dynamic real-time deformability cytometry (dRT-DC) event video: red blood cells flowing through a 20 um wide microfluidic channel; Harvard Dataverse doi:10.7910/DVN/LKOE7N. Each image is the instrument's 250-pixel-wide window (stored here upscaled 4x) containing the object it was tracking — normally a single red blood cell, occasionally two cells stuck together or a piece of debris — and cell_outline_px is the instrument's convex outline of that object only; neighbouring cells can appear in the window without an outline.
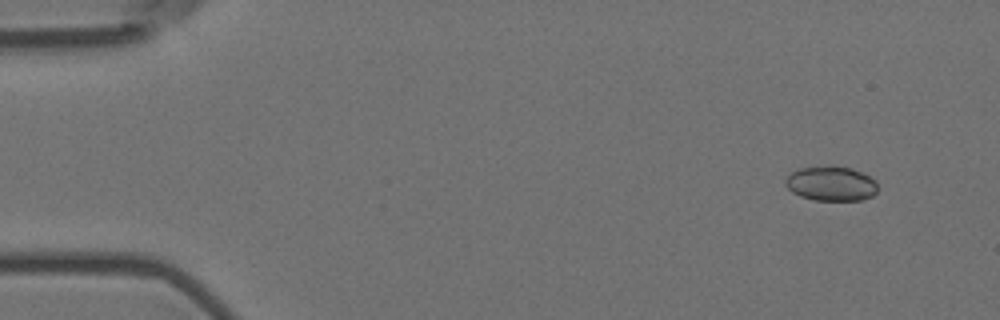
{"species": "Egyptian fruit bat (a non-hibernating species)", "species_latin": "Rousettus aegyptiacus", "temperature_condition": "room temperature", "stored_images_in_passage": 5, "camera_frame_rate_fps": 3000, "um_per_image_px": 0.085, "animal": {"sex": "female"}, "frame": {"image": 1, "passage_image": 1, "time_ms": 0.0, "image_size_px": [1000, 320], "cell_outline_px": [[876, 192], [872, 196], [860, 200], [812, 200], [800, 196], [792, 192], [784, 184], [784, 180], [792, 172], [800, 168], [832, 164], [852, 168], [876, 180]], "centroid_in_image_um": [70.62, 15.59], "position_along_channel_um": 14.4, "area_um2": 18.84}}
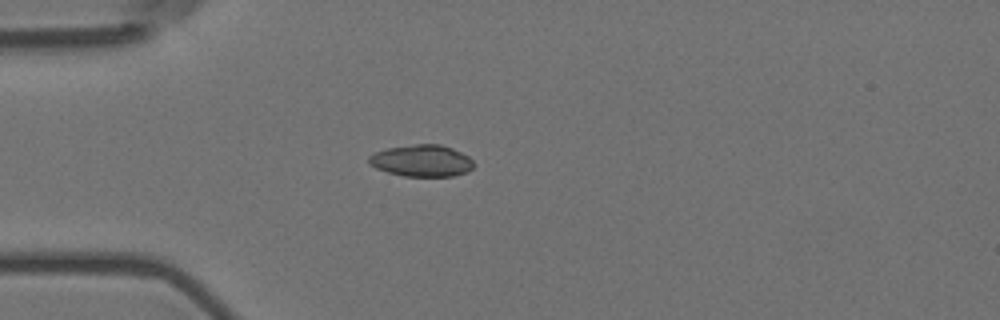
{"frame": {"image": 2, "passage_image": 4, "time_ms": 1.0, "image_size_px": [1000, 320], "cell_outline_px": [[472, 168], [468, 172], [452, 176], [404, 176], [388, 172], [376, 168], [368, 160], [368, 156], [376, 152], [388, 148], [416, 144], [440, 144], [452, 148], [468, 156], [472, 160]], "centroid_in_image_um": [35.86, 13.66], "position_along_channel_um": 49.1, "area_um2": 19.19}}